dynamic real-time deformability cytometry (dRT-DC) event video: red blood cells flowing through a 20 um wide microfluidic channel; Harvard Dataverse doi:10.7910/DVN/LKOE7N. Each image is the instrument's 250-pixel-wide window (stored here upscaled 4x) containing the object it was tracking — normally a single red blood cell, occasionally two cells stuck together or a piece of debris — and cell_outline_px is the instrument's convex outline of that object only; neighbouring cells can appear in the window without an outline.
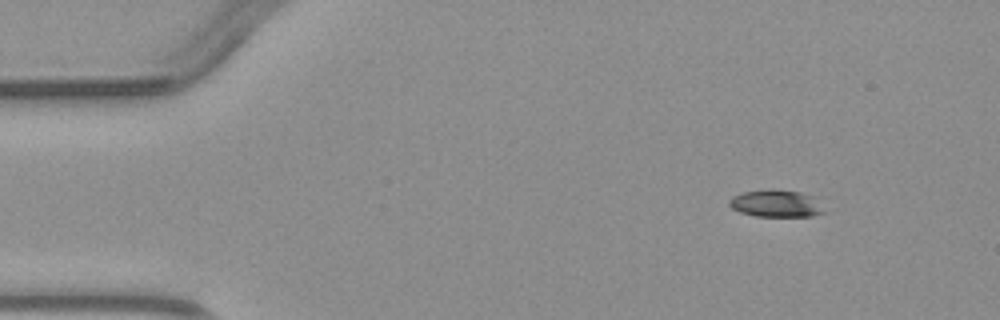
{"species": "common noctule bat (a hibernating species)", "species_latin": "Nyctalus noctula", "temperature_condition": "warm", "stored_images_in_passage": 4, "camera_frame_rate_fps": 3000, "um_per_image_px": 0.085, "animal": {"sex": "male", "body_mass_g": 23.1, "forearm_length_mm": 52.7}, "frame": {"image": 1, "passage_image": 1, "time_ms": 0.0, "image_size_px": [1000, 320], "cell_outline_px": [[828, 212], [812, 216], [756, 216], [740, 212], [732, 208], [728, 204], [728, 200], [732, 196], [740, 192], [768, 188], [800, 192], [812, 196]], "centroid_in_image_um": [65.94, 17.29], "position_along_channel_um": 19.1, "area_um2": 15.26}}
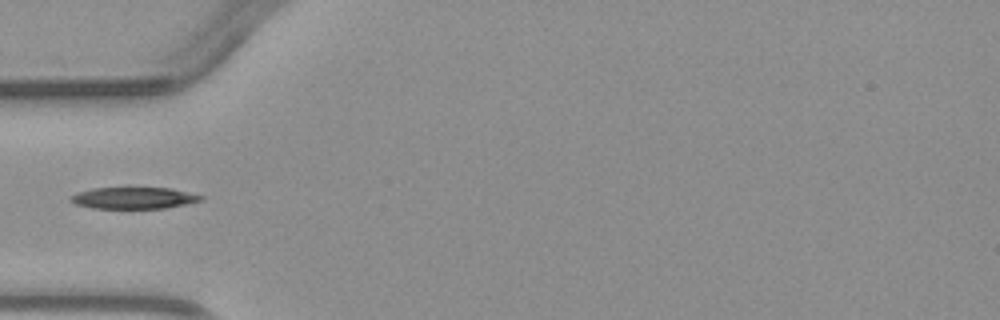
{"frame": {"image": 2, "passage_image": 4, "time_ms": 3.333, "image_size_px": [1000, 320], "cell_outline_px": [[204, 200], [164, 208], [92, 208], [76, 204], [68, 200], [76, 192], [92, 188], [172, 188], [204, 196]], "centroid_in_image_um": [11.36, 16.82], "position_along_channel_um": 73.6, "area_um2": 16.3}}